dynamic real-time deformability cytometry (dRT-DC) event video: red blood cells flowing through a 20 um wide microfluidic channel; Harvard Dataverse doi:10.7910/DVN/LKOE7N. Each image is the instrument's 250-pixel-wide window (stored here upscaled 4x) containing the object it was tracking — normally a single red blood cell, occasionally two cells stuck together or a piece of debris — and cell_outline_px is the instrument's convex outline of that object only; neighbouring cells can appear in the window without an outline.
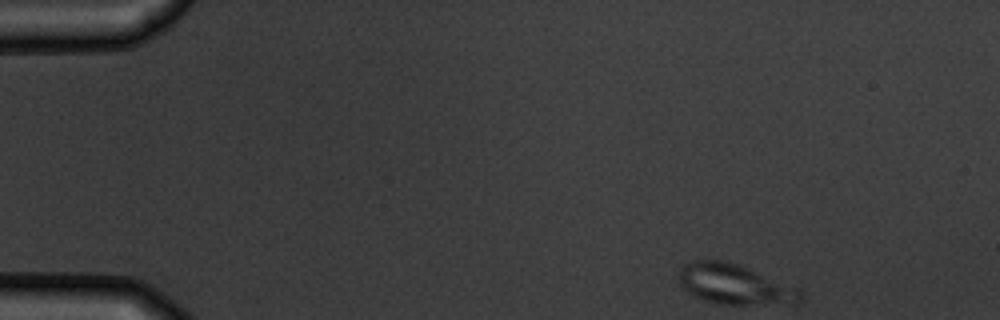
{"species": "common noctule bat (a hibernating species)", "species_latin": "Nyctalus noctula", "temperature_condition": "warm", "stored_images_in_passage": 4, "camera_frame_rate_fps": 3000, "um_per_image_px": 0.085, "animal": {"sex": "male", "body_mass_g": 19.5, "forearm_length_mm": 54.6}, "frame": {"image": 1, "passage_image": 1, "time_ms": 0.0, "image_size_px": [1000, 320], "cell_outline_px": [[804, 300], [800, 304], [720, 304], [704, 300], [692, 296], [680, 284], [676, 276], [680, 268], [684, 264], [692, 260], [720, 260], [740, 264], [800, 288]], "centroid_in_image_um": [62.47, 24.17], "position_along_channel_um": 22.5, "area_um2": 29.13}}